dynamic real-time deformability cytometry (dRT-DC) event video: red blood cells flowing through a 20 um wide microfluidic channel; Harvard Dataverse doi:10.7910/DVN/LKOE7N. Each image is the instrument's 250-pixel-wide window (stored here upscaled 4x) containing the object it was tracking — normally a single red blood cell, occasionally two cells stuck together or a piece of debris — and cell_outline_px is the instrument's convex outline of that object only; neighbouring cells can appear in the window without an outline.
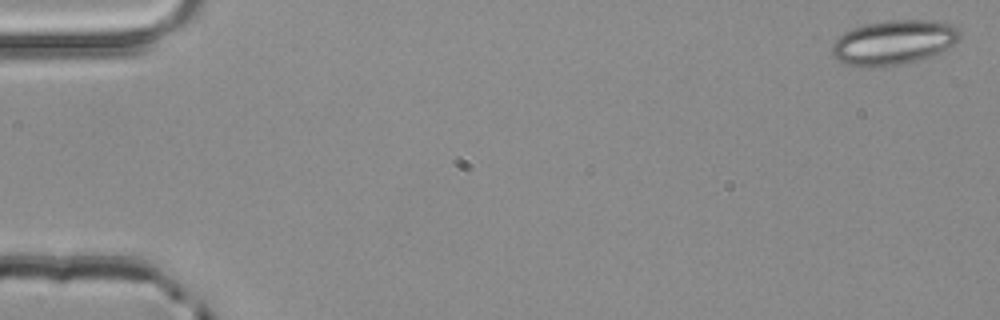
{"species": "common noctule bat (a hibernating species)", "species_latin": "Nyctalus noctula", "temperature_condition": "room temperature", "stored_images_in_passage": 5, "segment_of_instrument_passage": [1, 2], "camera_frame_rate_fps": 3000, "um_per_image_px": 0.085, "animal": {"sex": "male", "body_mass_g": 20.4}, "frame": {"image": 1, "passage_image": 1, "time_ms": 0.0, "image_size_px": [1000, 320], "cell_outline_px": [[960, 40], [936, 56], [904, 64], [868, 68], [844, 64], [836, 60], [832, 56], [832, 44], [836, 36], [852, 28], [864, 24], [884, 20], [936, 20], [952, 24], [960, 28]], "centroid_in_image_um": [75.97, 3.61], "position_along_channel_um": 9.0, "area_um2": 34.22}}